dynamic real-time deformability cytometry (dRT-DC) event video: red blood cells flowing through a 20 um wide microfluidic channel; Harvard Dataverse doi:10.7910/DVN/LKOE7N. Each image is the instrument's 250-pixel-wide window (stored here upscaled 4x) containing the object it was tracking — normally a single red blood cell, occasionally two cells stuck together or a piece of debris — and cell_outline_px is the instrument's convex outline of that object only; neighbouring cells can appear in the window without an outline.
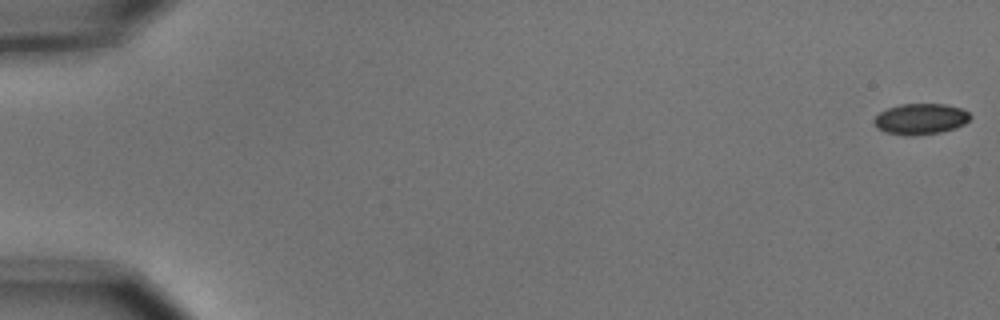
{"species": "common noctule bat (a hibernating species)", "species_latin": "Nyctalus noctula", "temperature_condition": "cold", "stored_images_in_passage": 45, "camera_frame_rate_fps": 3000, "um_per_image_px": 0.085, "animal": {"sex": "male", "body_mass_g": 15.6}, "frame": {"image": 1, "passage_image": 1, "time_ms": 0.0, "image_size_px": [1000, 320], "cell_outline_px": [[972, 116], [964, 124], [956, 128], [940, 132], [912, 136], [904, 136], [884, 132], [876, 128], [872, 120], [880, 112], [888, 108], [900, 104], [944, 104], [960, 108], [968, 112]], "centroid_in_image_um": [78.21, 10.12], "position_along_channel_um": 6.8, "area_um2": 17.46}}
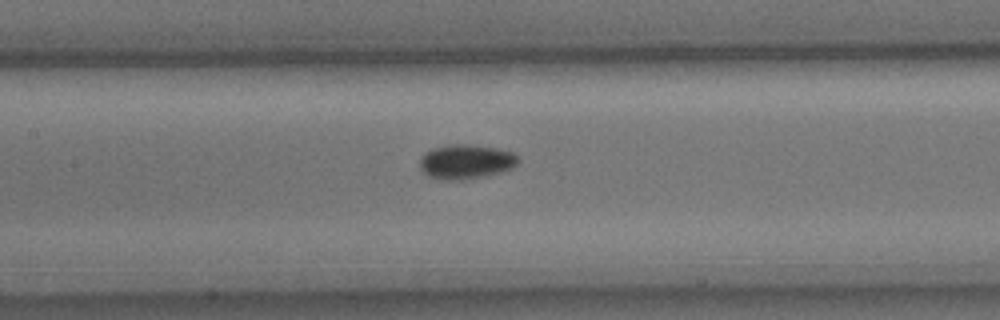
{"frame": {"image": 2, "passage_image": 27, "time_ms": 8.667, "image_size_px": [1000, 320], "cell_outline_px": [[520, 160], [512, 168], [500, 172], [464, 180], [444, 180], [428, 176], [420, 168], [420, 156], [424, 152], [432, 148], [448, 144], [468, 144], [496, 148], [512, 152], [520, 156]], "centroid_in_image_um": [39.59, 13.73], "position_along_channel_um": 167.8, "area_um2": 19.94}}
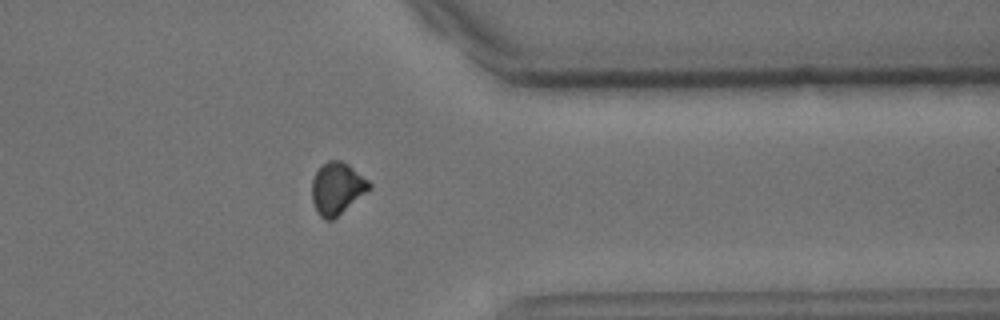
{"frame": {"image": 3, "passage_image": 45, "time_ms": 14.667, "image_size_px": [1000, 320], "cell_outline_px": [[372, 188], [332, 220], [324, 220], [316, 212], [312, 200], [312, 180], [316, 172], [328, 160], [340, 160], [348, 164], [368, 180], [372, 184]], "centroid_in_image_um": [28.65, 16.02], "position_along_channel_um": 382.8, "area_um2": 17.28}, "authors_computed_cell_mechanics": {"area_um2": 18.3804, "velocity_mm_per_s": 3.6971, "shape_relaxation_time_tau1_ms": 6.6584, "shape_relaxation_time_tau2_ms": null, "deformation_change_tau1": 0.1151, "deformation_change_tau2": null}}